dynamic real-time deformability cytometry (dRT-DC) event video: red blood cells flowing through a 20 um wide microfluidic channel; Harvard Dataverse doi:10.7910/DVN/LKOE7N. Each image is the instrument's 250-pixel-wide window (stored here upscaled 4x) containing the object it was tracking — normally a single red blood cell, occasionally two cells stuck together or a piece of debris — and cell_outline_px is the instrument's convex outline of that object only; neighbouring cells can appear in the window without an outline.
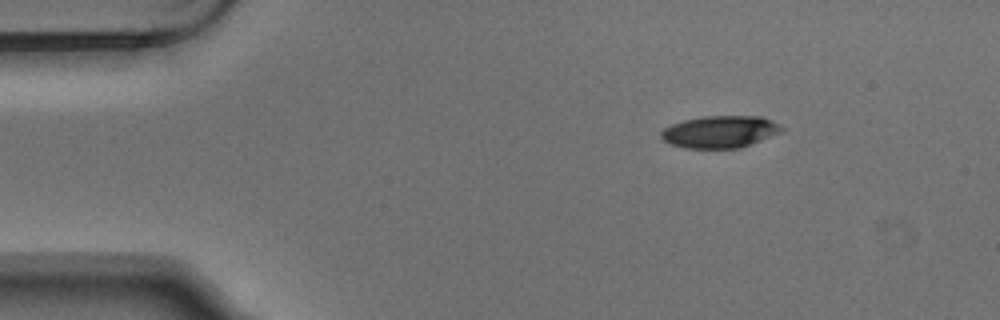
{"species": "Egyptian fruit bat (a non-hibernating species)", "species_latin": "Rousettus aegyptiacus", "temperature_condition": "warm", "stored_images_in_passage": 3, "camera_frame_rate_fps": 3000, "um_per_image_px": 0.085, "animal": {"sex": "male"}, "frame": {"image": 1, "passage_image": 1, "time_ms": 0.0, "image_size_px": [1000, 320], "cell_outline_px": [[784, 132], [740, 148], [684, 148], [672, 144], [664, 140], [660, 136], [660, 132], [664, 128], [672, 124], [684, 120], [700, 116], [760, 116], [772, 120], [780, 124], [784, 128]], "centroid_in_image_um": [61.24, 11.19], "position_along_channel_um": 23.8, "area_um2": 22.77}}